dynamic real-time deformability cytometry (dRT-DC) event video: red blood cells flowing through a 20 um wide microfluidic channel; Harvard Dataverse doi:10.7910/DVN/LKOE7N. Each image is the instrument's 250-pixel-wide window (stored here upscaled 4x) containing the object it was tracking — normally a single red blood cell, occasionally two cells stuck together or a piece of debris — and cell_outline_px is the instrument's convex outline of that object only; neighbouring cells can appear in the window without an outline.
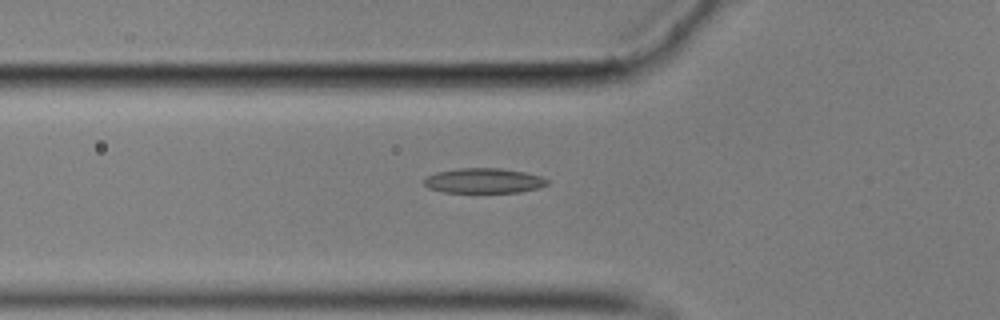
{"species": "common noctule bat (a hibernating species)", "species_latin": "Nyctalus noctula", "temperature_condition": "cold", "stored_images_in_passage": 40, "camera_frame_rate_fps": 3000, "um_per_image_px": 0.085, "animal": {"sex": "male", "body_mass_g": 17.9}, "frame": {"image": 1, "passage_image": 7, "time_ms": 2.0, "image_size_px": [1000, 320], "cell_outline_px": [[548, 184], [540, 188], [520, 192], [444, 192], [428, 188], [424, 184], [424, 180], [428, 176], [436, 172], [460, 168], [500, 168], [524, 172], [540, 176], [548, 180]], "centroid_in_image_um": [41.13, 15.36], "position_along_channel_um": 84.7, "area_um2": 17.86}}
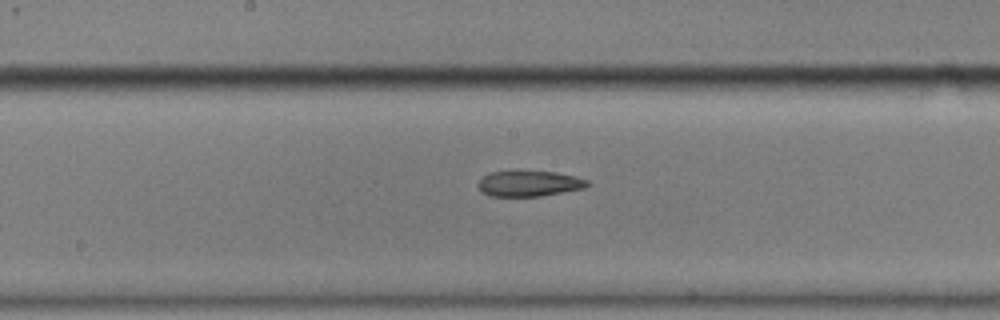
{"frame": {"image": 2, "passage_image": 17, "time_ms": 5.333, "image_size_px": [1000, 320], "cell_outline_px": [[588, 184], [584, 188], [540, 196], [492, 196], [480, 192], [476, 184], [484, 176], [492, 172], [556, 172], [588, 180]], "centroid_in_image_um": [44.93, 15.62], "position_along_channel_um": 203.3, "area_um2": 15.95}}
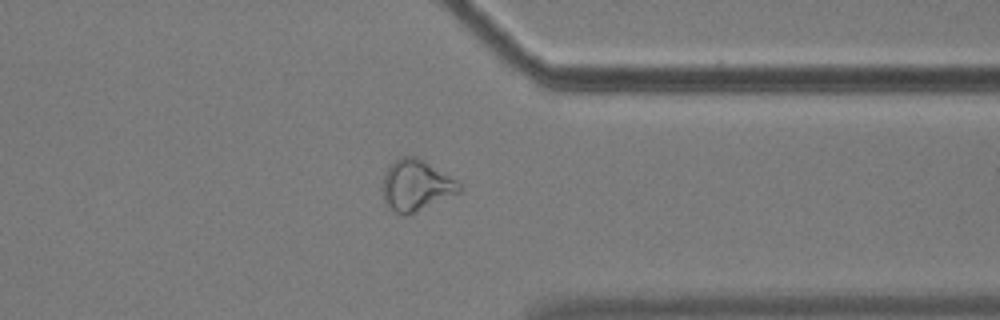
{"frame": {"image": 3, "passage_image": 32, "time_ms": 10.333, "image_size_px": [1000, 320], "cell_outline_px": [[464, 188], [460, 192], [404, 216], [388, 208], [384, 204], [384, 176], [388, 168], [400, 156], [416, 156], [456, 180]], "centroid_in_image_um": [35.37, 15.76], "position_along_channel_um": 376.0, "area_um2": 22.25}}